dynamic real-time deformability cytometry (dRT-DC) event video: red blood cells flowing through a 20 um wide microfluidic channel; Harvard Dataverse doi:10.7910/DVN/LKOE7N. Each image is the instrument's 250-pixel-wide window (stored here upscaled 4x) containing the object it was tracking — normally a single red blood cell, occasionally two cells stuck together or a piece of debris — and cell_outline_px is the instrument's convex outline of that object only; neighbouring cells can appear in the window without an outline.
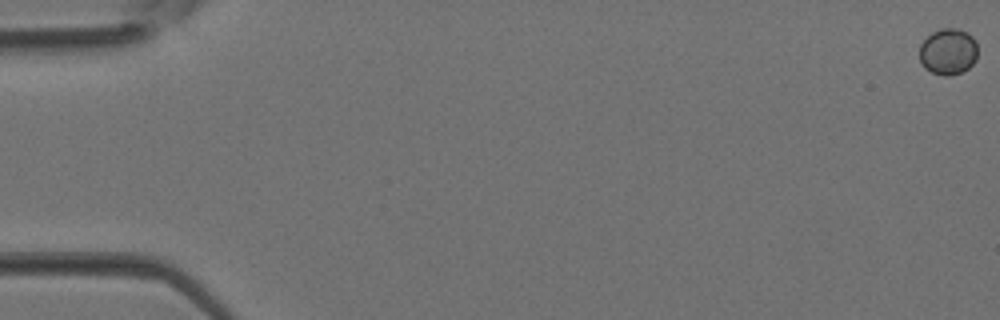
{"species": "Egyptian fruit bat (a non-hibernating species)", "species_latin": "Rousettus aegyptiacus", "temperature_condition": "room temperature", "stored_images_in_passage": 4, "camera_frame_rate_fps": 3000, "um_per_image_px": 0.085, "animal": {"sex": "female"}, "frame": {"image": 1, "passage_image": 1, "time_ms": 0.0, "image_size_px": [1000, 320], "cell_outline_px": [[976, 60], [968, 68], [960, 72], [948, 76], [944, 76], [932, 72], [924, 68], [920, 60], [920, 44], [932, 32], [940, 28], [960, 28], [968, 32], [976, 40]], "centroid_in_image_um": [80.59, 4.36], "position_along_channel_um": 4.4, "area_um2": 15.78}}
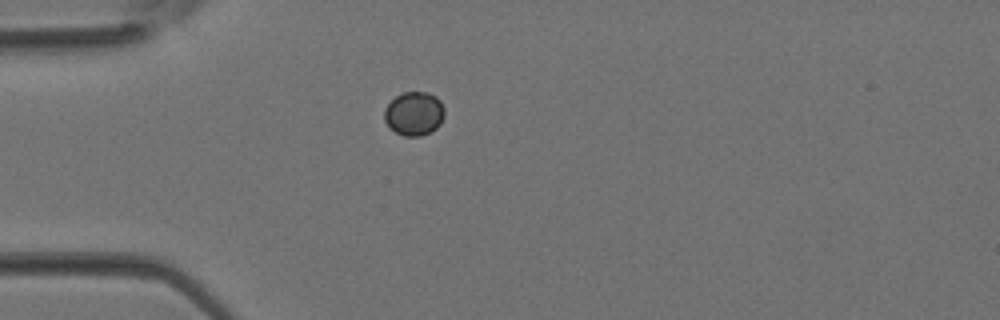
{"frame": {"image": 2, "passage_image": 4, "time_ms": 1.0, "image_size_px": [1000, 320], "cell_outline_px": [[444, 116], [440, 124], [436, 128], [420, 136], [404, 136], [396, 132], [384, 120], [384, 108], [396, 96], [404, 92], [428, 92], [436, 96], [440, 100], [444, 108]], "centroid_in_image_um": [35.21, 9.64], "position_along_channel_um": 49.8, "area_um2": 15.26}}